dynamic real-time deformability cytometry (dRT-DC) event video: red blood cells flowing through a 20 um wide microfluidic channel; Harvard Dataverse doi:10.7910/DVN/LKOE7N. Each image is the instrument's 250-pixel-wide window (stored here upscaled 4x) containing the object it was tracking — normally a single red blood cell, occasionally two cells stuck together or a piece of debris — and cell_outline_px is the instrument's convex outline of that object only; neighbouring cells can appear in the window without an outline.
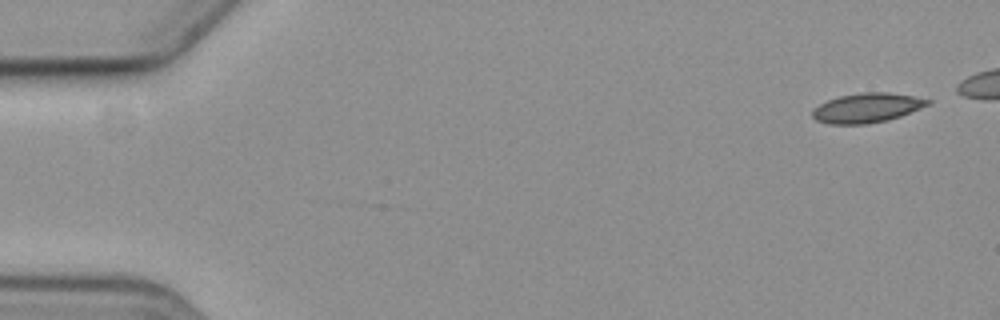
{"species": "common noctule bat (a hibernating species)", "species_latin": "Nyctalus noctula", "temperature_condition": "cold", "stored_images_in_passage": 6, "camera_frame_rate_fps": 3000, "um_per_image_px": 0.085, "animal": {"sex": "female", "body_mass_g": 19.3, "forearm_length_mm": 54.1}, "frame": {"image": 1, "passage_image": 1, "time_ms": 0.0, "image_size_px": [1000, 320], "cell_outline_px": [[932, 100], [928, 104], [920, 108], [900, 116], [888, 120], [864, 124], [828, 124], [816, 120], [812, 116], [812, 108], [828, 100], [840, 96], [864, 92], [888, 92], [912, 96]], "centroid_in_image_um": [73.65, 9.17], "position_along_channel_um": 11.3, "area_um2": 19.65}}